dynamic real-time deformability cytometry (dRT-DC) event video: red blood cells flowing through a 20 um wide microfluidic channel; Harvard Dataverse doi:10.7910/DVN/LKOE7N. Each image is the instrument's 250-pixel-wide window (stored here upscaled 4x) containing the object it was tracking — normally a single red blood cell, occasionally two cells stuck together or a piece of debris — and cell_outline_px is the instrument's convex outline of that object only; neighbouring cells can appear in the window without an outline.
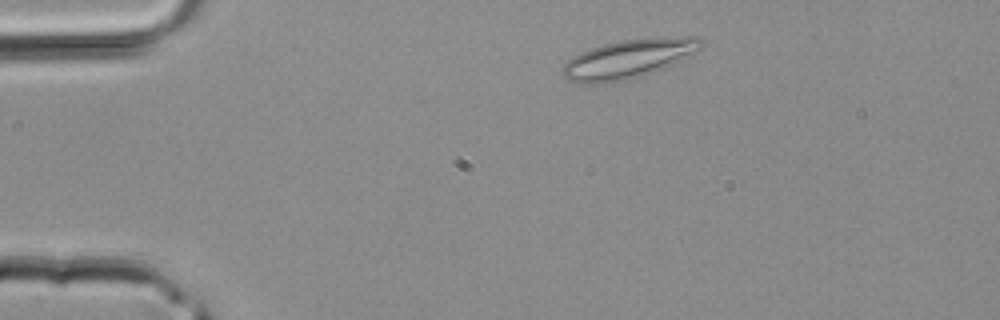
{"species": "common noctule bat (a hibernating species)", "species_latin": "Nyctalus noctula", "temperature_condition": "room temperature", "stored_images_in_passage": 1, "camera_frame_rate_fps": 3000, "um_per_image_px": 0.085, "animal": {"sex": "male", "body_mass_g": 20.4}, "frame": {"image": 1, "passage_image": 1, "time_ms": 0.0, "image_size_px": [1000, 320], "cell_outline_px": [[704, 44], [700, 52], [672, 64], [652, 72], [640, 76], [624, 80], [604, 84], [580, 84], [568, 80], [564, 76], [564, 64], [568, 60], [580, 52], [604, 44], [620, 40], [684, 36], [696, 36], [704, 40]], "centroid_in_image_um": [53.48, 5.0], "position_along_channel_um": 31.5, "area_um2": 31.44}}